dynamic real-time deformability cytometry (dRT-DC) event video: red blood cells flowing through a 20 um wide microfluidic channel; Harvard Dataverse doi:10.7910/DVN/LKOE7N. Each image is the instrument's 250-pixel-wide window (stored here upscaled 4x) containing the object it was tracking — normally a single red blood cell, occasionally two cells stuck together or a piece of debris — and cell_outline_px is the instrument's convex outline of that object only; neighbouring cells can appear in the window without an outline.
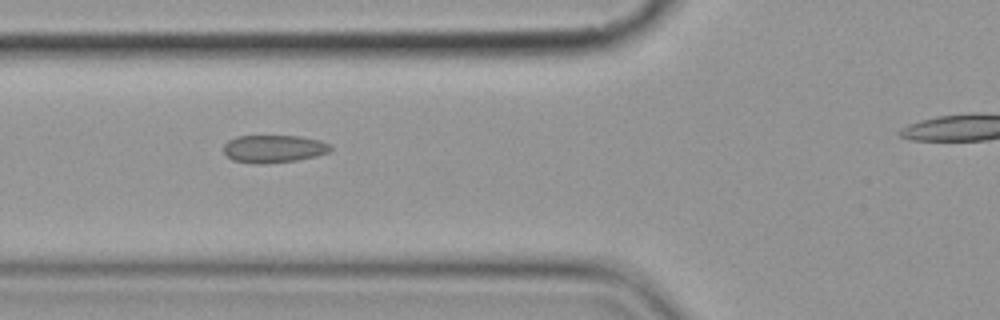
{"species": "common noctule bat (a hibernating species)", "species_latin": "Nyctalus noctula", "temperature_condition": "cold", "stored_images_in_passage": 8, "camera_frame_rate_fps": 3000, "um_per_image_px": 0.085, "animal": {"sex": "female", "body_mass_g": 19.9}, "frame": {"image": 1, "passage_image": 7, "time_ms": 7.0, "image_size_px": [1000, 320], "cell_outline_px": [[332, 148], [328, 152], [316, 156], [296, 160], [264, 164], [256, 164], [232, 160], [224, 152], [224, 144], [228, 140], [236, 136], [300, 136], [320, 140], [332, 144]], "centroid_in_image_um": [23.27, 12.64], "position_along_channel_um": 102.5, "area_um2": 17.34}}